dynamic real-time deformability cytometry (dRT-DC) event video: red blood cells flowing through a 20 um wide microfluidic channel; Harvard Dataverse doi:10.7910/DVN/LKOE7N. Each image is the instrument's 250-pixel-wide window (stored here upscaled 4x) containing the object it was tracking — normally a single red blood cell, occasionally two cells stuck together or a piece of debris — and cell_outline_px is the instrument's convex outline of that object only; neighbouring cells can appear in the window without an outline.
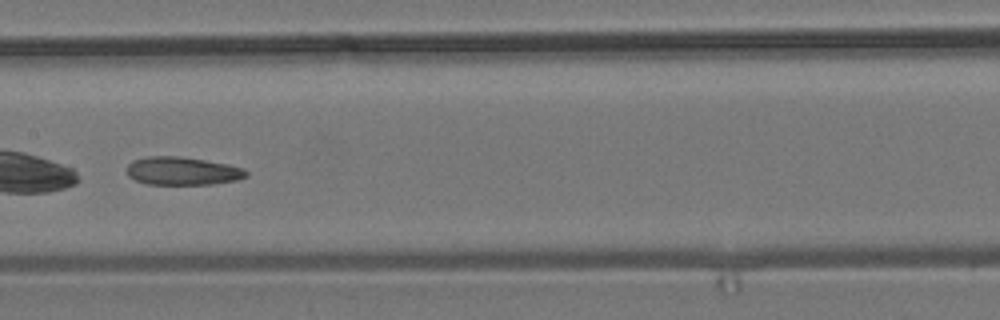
{"species": "common noctule bat (a hibernating species)", "species_latin": "Nyctalus noctula", "temperature_condition": "room temperature", "stored_images_in_passage": 6, "camera_frame_rate_fps": 3000, "um_per_image_px": 0.085, "animal": {"sex": "male", "body_mass_g": 19.2, "forearm_length_mm": 51.8}, "frame": {"image": 1, "passage_image": 6, "time_ms": 6.667, "image_size_px": [1000, 320], "cell_outline_px": [[248, 176], [236, 180], [212, 184], [148, 184], [136, 180], [128, 176], [128, 164], [132, 160], [148, 156], [180, 156], [228, 164], [244, 168], [248, 172]], "centroid_in_image_um": [15.52, 14.53], "position_along_channel_um": 191.9, "area_um2": 19.54}}